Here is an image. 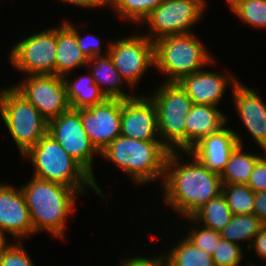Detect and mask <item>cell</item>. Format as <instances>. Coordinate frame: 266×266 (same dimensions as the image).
<instances>
[{
	"instance_id": "obj_22",
	"label": "cell",
	"mask_w": 266,
	"mask_h": 266,
	"mask_svg": "<svg viewBox=\"0 0 266 266\" xmlns=\"http://www.w3.org/2000/svg\"><path fill=\"white\" fill-rule=\"evenodd\" d=\"M157 113H175L187 116L193 102L178 82H165L151 97Z\"/></svg>"
},
{
	"instance_id": "obj_4",
	"label": "cell",
	"mask_w": 266,
	"mask_h": 266,
	"mask_svg": "<svg viewBox=\"0 0 266 266\" xmlns=\"http://www.w3.org/2000/svg\"><path fill=\"white\" fill-rule=\"evenodd\" d=\"M23 157L29 158L35 167L33 177L74 188L80 194L86 186L95 191L92 175L48 133Z\"/></svg>"
},
{
	"instance_id": "obj_21",
	"label": "cell",
	"mask_w": 266,
	"mask_h": 266,
	"mask_svg": "<svg viewBox=\"0 0 266 266\" xmlns=\"http://www.w3.org/2000/svg\"><path fill=\"white\" fill-rule=\"evenodd\" d=\"M68 103L72 109H81L94 106L104 102L107 97L101 89L94 83L90 74L80 76L74 82H70L67 77H63Z\"/></svg>"
},
{
	"instance_id": "obj_41",
	"label": "cell",
	"mask_w": 266,
	"mask_h": 266,
	"mask_svg": "<svg viewBox=\"0 0 266 266\" xmlns=\"http://www.w3.org/2000/svg\"><path fill=\"white\" fill-rule=\"evenodd\" d=\"M239 1H241V0H228V4H229L230 8H232Z\"/></svg>"
},
{
	"instance_id": "obj_18",
	"label": "cell",
	"mask_w": 266,
	"mask_h": 266,
	"mask_svg": "<svg viewBox=\"0 0 266 266\" xmlns=\"http://www.w3.org/2000/svg\"><path fill=\"white\" fill-rule=\"evenodd\" d=\"M226 121L227 117L217 106L193 104L185 122V152L202 138L223 128Z\"/></svg>"
},
{
	"instance_id": "obj_32",
	"label": "cell",
	"mask_w": 266,
	"mask_h": 266,
	"mask_svg": "<svg viewBox=\"0 0 266 266\" xmlns=\"http://www.w3.org/2000/svg\"><path fill=\"white\" fill-rule=\"evenodd\" d=\"M198 229L192 228V232L187 235L186 239L195 247L207 252L212 256L217 248V245H219V242L222 239L220 232H216L204 226H202L201 229Z\"/></svg>"
},
{
	"instance_id": "obj_40",
	"label": "cell",
	"mask_w": 266,
	"mask_h": 266,
	"mask_svg": "<svg viewBox=\"0 0 266 266\" xmlns=\"http://www.w3.org/2000/svg\"><path fill=\"white\" fill-rule=\"evenodd\" d=\"M5 234L0 231V254L3 250L8 246V242H6Z\"/></svg>"
},
{
	"instance_id": "obj_16",
	"label": "cell",
	"mask_w": 266,
	"mask_h": 266,
	"mask_svg": "<svg viewBox=\"0 0 266 266\" xmlns=\"http://www.w3.org/2000/svg\"><path fill=\"white\" fill-rule=\"evenodd\" d=\"M254 91L238 81L233 86V104L254 140L266 151V104Z\"/></svg>"
},
{
	"instance_id": "obj_38",
	"label": "cell",
	"mask_w": 266,
	"mask_h": 266,
	"mask_svg": "<svg viewBox=\"0 0 266 266\" xmlns=\"http://www.w3.org/2000/svg\"><path fill=\"white\" fill-rule=\"evenodd\" d=\"M251 246L259 257L266 259V226L254 236Z\"/></svg>"
},
{
	"instance_id": "obj_17",
	"label": "cell",
	"mask_w": 266,
	"mask_h": 266,
	"mask_svg": "<svg viewBox=\"0 0 266 266\" xmlns=\"http://www.w3.org/2000/svg\"><path fill=\"white\" fill-rule=\"evenodd\" d=\"M232 78V79H231ZM235 86L238 81L234 78L200 70L194 74L184 76L178 83L191 98L193 104L217 106L228 87V81Z\"/></svg>"
},
{
	"instance_id": "obj_12",
	"label": "cell",
	"mask_w": 266,
	"mask_h": 266,
	"mask_svg": "<svg viewBox=\"0 0 266 266\" xmlns=\"http://www.w3.org/2000/svg\"><path fill=\"white\" fill-rule=\"evenodd\" d=\"M83 128L91 144L101 153L121 133V99L79 109Z\"/></svg>"
},
{
	"instance_id": "obj_29",
	"label": "cell",
	"mask_w": 266,
	"mask_h": 266,
	"mask_svg": "<svg viewBox=\"0 0 266 266\" xmlns=\"http://www.w3.org/2000/svg\"><path fill=\"white\" fill-rule=\"evenodd\" d=\"M163 1L164 0H112L109 4L119 13L121 18L141 23Z\"/></svg>"
},
{
	"instance_id": "obj_33",
	"label": "cell",
	"mask_w": 266,
	"mask_h": 266,
	"mask_svg": "<svg viewBox=\"0 0 266 266\" xmlns=\"http://www.w3.org/2000/svg\"><path fill=\"white\" fill-rule=\"evenodd\" d=\"M0 266H34L20 242L8 245L0 254Z\"/></svg>"
},
{
	"instance_id": "obj_42",
	"label": "cell",
	"mask_w": 266,
	"mask_h": 266,
	"mask_svg": "<svg viewBox=\"0 0 266 266\" xmlns=\"http://www.w3.org/2000/svg\"><path fill=\"white\" fill-rule=\"evenodd\" d=\"M108 4L112 1V0H105Z\"/></svg>"
},
{
	"instance_id": "obj_7",
	"label": "cell",
	"mask_w": 266,
	"mask_h": 266,
	"mask_svg": "<svg viewBox=\"0 0 266 266\" xmlns=\"http://www.w3.org/2000/svg\"><path fill=\"white\" fill-rule=\"evenodd\" d=\"M48 134L92 175L95 193L104 198L102 189H100L94 180L92 170L93 155L100 153L91 144L83 128L79 109L69 108L58 117L50 120L48 122Z\"/></svg>"
},
{
	"instance_id": "obj_36",
	"label": "cell",
	"mask_w": 266,
	"mask_h": 266,
	"mask_svg": "<svg viewBox=\"0 0 266 266\" xmlns=\"http://www.w3.org/2000/svg\"><path fill=\"white\" fill-rule=\"evenodd\" d=\"M119 266H166L164 255L156 258L133 257L122 261Z\"/></svg>"
},
{
	"instance_id": "obj_28",
	"label": "cell",
	"mask_w": 266,
	"mask_h": 266,
	"mask_svg": "<svg viewBox=\"0 0 266 266\" xmlns=\"http://www.w3.org/2000/svg\"><path fill=\"white\" fill-rule=\"evenodd\" d=\"M222 194L233 215L253 214L255 192L248 185L222 184Z\"/></svg>"
},
{
	"instance_id": "obj_24",
	"label": "cell",
	"mask_w": 266,
	"mask_h": 266,
	"mask_svg": "<svg viewBox=\"0 0 266 266\" xmlns=\"http://www.w3.org/2000/svg\"><path fill=\"white\" fill-rule=\"evenodd\" d=\"M186 119L183 114L157 113L160 141L169 151L181 149V153L185 152Z\"/></svg>"
},
{
	"instance_id": "obj_20",
	"label": "cell",
	"mask_w": 266,
	"mask_h": 266,
	"mask_svg": "<svg viewBox=\"0 0 266 266\" xmlns=\"http://www.w3.org/2000/svg\"><path fill=\"white\" fill-rule=\"evenodd\" d=\"M109 48L105 55L95 56L94 58L88 59L87 65L92 67V77L94 83L101 89L107 98L116 99H129L135 97L134 95H128L122 91L120 85L125 83V80L116 70L111 57L108 54ZM106 86L102 88L103 84ZM102 84V85H101Z\"/></svg>"
},
{
	"instance_id": "obj_30",
	"label": "cell",
	"mask_w": 266,
	"mask_h": 266,
	"mask_svg": "<svg viewBox=\"0 0 266 266\" xmlns=\"http://www.w3.org/2000/svg\"><path fill=\"white\" fill-rule=\"evenodd\" d=\"M231 9L240 20L250 26L266 28V0H241Z\"/></svg>"
},
{
	"instance_id": "obj_19",
	"label": "cell",
	"mask_w": 266,
	"mask_h": 266,
	"mask_svg": "<svg viewBox=\"0 0 266 266\" xmlns=\"http://www.w3.org/2000/svg\"><path fill=\"white\" fill-rule=\"evenodd\" d=\"M56 43L55 75L65 77L72 69L87 65L75 32L65 22L56 28Z\"/></svg>"
},
{
	"instance_id": "obj_3",
	"label": "cell",
	"mask_w": 266,
	"mask_h": 266,
	"mask_svg": "<svg viewBox=\"0 0 266 266\" xmlns=\"http://www.w3.org/2000/svg\"><path fill=\"white\" fill-rule=\"evenodd\" d=\"M169 150L160 140L142 141L119 135L101 153L129 174L137 184L163 181Z\"/></svg>"
},
{
	"instance_id": "obj_13",
	"label": "cell",
	"mask_w": 266,
	"mask_h": 266,
	"mask_svg": "<svg viewBox=\"0 0 266 266\" xmlns=\"http://www.w3.org/2000/svg\"><path fill=\"white\" fill-rule=\"evenodd\" d=\"M120 135L142 141L160 140L157 110L150 97L121 99Z\"/></svg>"
},
{
	"instance_id": "obj_14",
	"label": "cell",
	"mask_w": 266,
	"mask_h": 266,
	"mask_svg": "<svg viewBox=\"0 0 266 266\" xmlns=\"http://www.w3.org/2000/svg\"><path fill=\"white\" fill-rule=\"evenodd\" d=\"M0 231L19 240L33 234L29 209L21 189L4 183H0Z\"/></svg>"
},
{
	"instance_id": "obj_26",
	"label": "cell",
	"mask_w": 266,
	"mask_h": 266,
	"mask_svg": "<svg viewBox=\"0 0 266 266\" xmlns=\"http://www.w3.org/2000/svg\"><path fill=\"white\" fill-rule=\"evenodd\" d=\"M180 241L164 255L166 266H215L210 254L195 247L186 238Z\"/></svg>"
},
{
	"instance_id": "obj_25",
	"label": "cell",
	"mask_w": 266,
	"mask_h": 266,
	"mask_svg": "<svg viewBox=\"0 0 266 266\" xmlns=\"http://www.w3.org/2000/svg\"><path fill=\"white\" fill-rule=\"evenodd\" d=\"M232 216L233 213L227 205L225 196L220 193L187 219L195 220V223L199 221L204 223V227L220 232L229 224Z\"/></svg>"
},
{
	"instance_id": "obj_31",
	"label": "cell",
	"mask_w": 266,
	"mask_h": 266,
	"mask_svg": "<svg viewBox=\"0 0 266 266\" xmlns=\"http://www.w3.org/2000/svg\"><path fill=\"white\" fill-rule=\"evenodd\" d=\"M244 258L239 244L221 239L215 252L212 254L215 266H239Z\"/></svg>"
},
{
	"instance_id": "obj_2",
	"label": "cell",
	"mask_w": 266,
	"mask_h": 266,
	"mask_svg": "<svg viewBox=\"0 0 266 266\" xmlns=\"http://www.w3.org/2000/svg\"><path fill=\"white\" fill-rule=\"evenodd\" d=\"M20 189L29 209L33 233L47 230L64 239L66 219L73 212L79 193L74 188L36 177Z\"/></svg>"
},
{
	"instance_id": "obj_34",
	"label": "cell",
	"mask_w": 266,
	"mask_h": 266,
	"mask_svg": "<svg viewBox=\"0 0 266 266\" xmlns=\"http://www.w3.org/2000/svg\"><path fill=\"white\" fill-rule=\"evenodd\" d=\"M76 34V39L81 52L86 56L87 59L94 58L95 56L101 55L100 40L96 36H83L82 38L75 27L68 21H64Z\"/></svg>"
},
{
	"instance_id": "obj_5",
	"label": "cell",
	"mask_w": 266,
	"mask_h": 266,
	"mask_svg": "<svg viewBox=\"0 0 266 266\" xmlns=\"http://www.w3.org/2000/svg\"><path fill=\"white\" fill-rule=\"evenodd\" d=\"M154 42V67L167 75L165 82H179L194 74L214 59L192 33L161 37Z\"/></svg>"
},
{
	"instance_id": "obj_39",
	"label": "cell",
	"mask_w": 266,
	"mask_h": 266,
	"mask_svg": "<svg viewBox=\"0 0 266 266\" xmlns=\"http://www.w3.org/2000/svg\"><path fill=\"white\" fill-rule=\"evenodd\" d=\"M65 3L76 5L83 8H96L107 5L105 0H62Z\"/></svg>"
},
{
	"instance_id": "obj_23",
	"label": "cell",
	"mask_w": 266,
	"mask_h": 266,
	"mask_svg": "<svg viewBox=\"0 0 266 266\" xmlns=\"http://www.w3.org/2000/svg\"><path fill=\"white\" fill-rule=\"evenodd\" d=\"M243 147L238 144L231 152L228 163L220 175L222 184H248L256 162L261 156L245 153L242 151Z\"/></svg>"
},
{
	"instance_id": "obj_11",
	"label": "cell",
	"mask_w": 266,
	"mask_h": 266,
	"mask_svg": "<svg viewBox=\"0 0 266 266\" xmlns=\"http://www.w3.org/2000/svg\"><path fill=\"white\" fill-rule=\"evenodd\" d=\"M49 122L70 108L63 77L54 74L28 75L13 86Z\"/></svg>"
},
{
	"instance_id": "obj_9",
	"label": "cell",
	"mask_w": 266,
	"mask_h": 266,
	"mask_svg": "<svg viewBox=\"0 0 266 266\" xmlns=\"http://www.w3.org/2000/svg\"><path fill=\"white\" fill-rule=\"evenodd\" d=\"M12 47L10 60L19 71L27 72V75H55V27L32 34Z\"/></svg>"
},
{
	"instance_id": "obj_1",
	"label": "cell",
	"mask_w": 266,
	"mask_h": 266,
	"mask_svg": "<svg viewBox=\"0 0 266 266\" xmlns=\"http://www.w3.org/2000/svg\"><path fill=\"white\" fill-rule=\"evenodd\" d=\"M177 154L169 151L166 158L163 195L167 205L187 218L222 193V181L195 156L194 161L178 165Z\"/></svg>"
},
{
	"instance_id": "obj_15",
	"label": "cell",
	"mask_w": 266,
	"mask_h": 266,
	"mask_svg": "<svg viewBox=\"0 0 266 266\" xmlns=\"http://www.w3.org/2000/svg\"><path fill=\"white\" fill-rule=\"evenodd\" d=\"M240 144L243 145L241 137L229 128H221L216 133L202 138L196 143L187 155L198 158L212 172L221 175L228 163L231 152Z\"/></svg>"
},
{
	"instance_id": "obj_27",
	"label": "cell",
	"mask_w": 266,
	"mask_h": 266,
	"mask_svg": "<svg viewBox=\"0 0 266 266\" xmlns=\"http://www.w3.org/2000/svg\"><path fill=\"white\" fill-rule=\"evenodd\" d=\"M265 225L254 214L233 215L229 224L220 231L222 239L238 244L237 241L248 239L251 247L254 236Z\"/></svg>"
},
{
	"instance_id": "obj_10",
	"label": "cell",
	"mask_w": 266,
	"mask_h": 266,
	"mask_svg": "<svg viewBox=\"0 0 266 266\" xmlns=\"http://www.w3.org/2000/svg\"><path fill=\"white\" fill-rule=\"evenodd\" d=\"M108 54L125 82L131 87L154 66V42L147 35H132L111 42Z\"/></svg>"
},
{
	"instance_id": "obj_6",
	"label": "cell",
	"mask_w": 266,
	"mask_h": 266,
	"mask_svg": "<svg viewBox=\"0 0 266 266\" xmlns=\"http://www.w3.org/2000/svg\"><path fill=\"white\" fill-rule=\"evenodd\" d=\"M0 114L21 155L48 133V121L14 87L1 90Z\"/></svg>"
},
{
	"instance_id": "obj_37",
	"label": "cell",
	"mask_w": 266,
	"mask_h": 266,
	"mask_svg": "<svg viewBox=\"0 0 266 266\" xmlns=\"http://www.w3.org/2000/svg\"><path fill=\"white\" fill-rule=\"evenodd\" d=\"M253 214L266 226V191L255 193Z\"/></svg>"
},
{
	"instance_id": "obj_35",
	"label": "cell",
	"mask_w": 266,
	"mask_h": 266,
	"mask_svg": "<svg viewBox=\"0 0 266 266\" xmlns=\"http://www.w3.org/2000/svg\"><path fill=\"white\" fill-rule=\"evenodd\" d=\"M247 185L255 193L266 191V151L257 160Z\"/></svg>"
},
{
	"instance_id": "obj_8",
	"label": "cell",
	"mask_w": 266,
	"mask_h": 266,
	"mask_svg": "<svg viewBox=\"0 0 266 266\" xmlns=\"http://www.w3.org/2000/svg\"><path fill=\"white\" fill-rule=\"evenodd\" d=\"M205 3L204 0H164L143 20L148 22L150 33L156 35L148 33L147 37L155 41L168 35L190 33V26L202 17Z\"/></svg>"
}]
</instances>
